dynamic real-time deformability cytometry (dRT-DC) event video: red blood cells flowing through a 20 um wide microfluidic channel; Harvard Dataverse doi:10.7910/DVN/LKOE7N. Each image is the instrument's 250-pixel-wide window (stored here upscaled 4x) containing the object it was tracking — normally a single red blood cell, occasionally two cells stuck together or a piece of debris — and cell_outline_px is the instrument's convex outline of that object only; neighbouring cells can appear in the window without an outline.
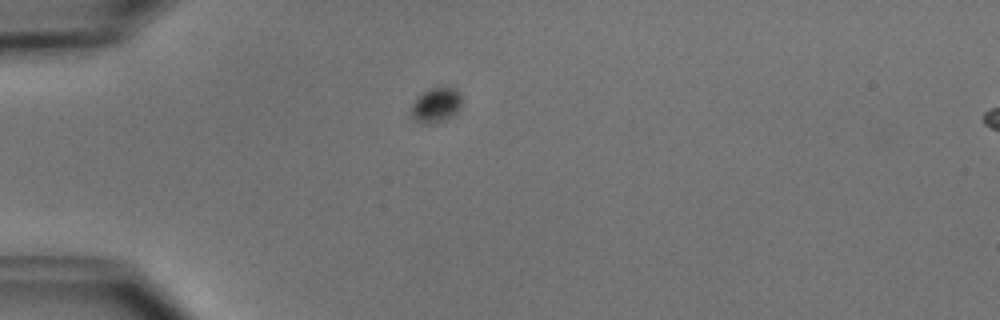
{"species": "common noctule bat (a hibernating species)", "species_latin": "Nyctalus noctula", "temperature_condition": "cold", "stored_images_in_passage": 4, "camera_frame_rate_fps": 3000, "um_per_image_px": 0.085, "animal": {"sex": "male", "body_mass_g": 15.6}, "frame": {"image": 1, "passage_image": 1, "time_ms": 0.0, "image_size_px": [1000, 320], "cell_outline_px": [[460, 108], [452, 116], [432, 124], [420, 124], [412, 116], [412, 104], [416, 96], [420, 92], [428, 88], [456, 88], [460, 92]], "centroid_in_image_um": [37.03, 8.92], "position_along_channel_um": 48.0, "area_um2": 10.29}}
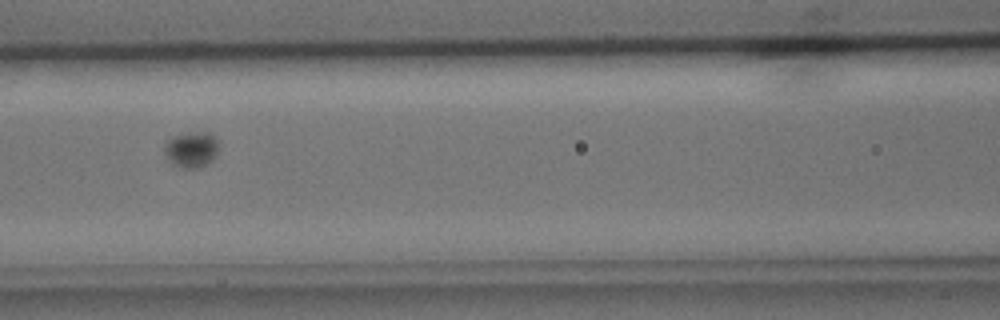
{"frame": {"image": 2, "passage_image": 4, "time_ms": 3.333, "image_size_px": [1000, 320], "cell_outline_px": [[220, 140], [216, 152], [212, 160], [200, 168], [184, 168], [176, 164], [164, 152], [164, 144], [172, 136], [200, 132], [212, 132]], "centroid_in_image_um": [16.33, 12.68], "position_along_channel_um": 150.3, "area_um2": 11.16}}